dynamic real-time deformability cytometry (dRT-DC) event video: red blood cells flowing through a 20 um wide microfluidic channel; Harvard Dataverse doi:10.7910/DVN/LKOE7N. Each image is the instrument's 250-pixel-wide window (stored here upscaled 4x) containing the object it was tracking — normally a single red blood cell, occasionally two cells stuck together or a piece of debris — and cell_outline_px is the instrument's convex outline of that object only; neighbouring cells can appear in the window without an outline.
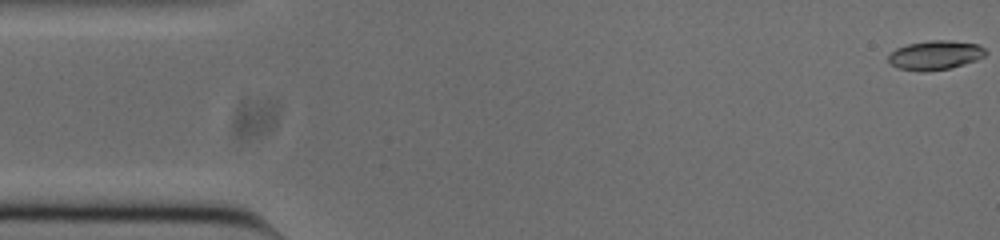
{"species": "common noctule bat (a hibernating species)", "species_latin": "Nyctalus noctula", "temperature_condition": "cold", "stored_images_in_passage": 52, "camera_frame_rate_fps": 3000, "um_per_image_px": 0.085, "animal": {"sex": "male", "body_mass_g": 20.0, "forearm_length_mm": 53.3}, "frame": {"image": 1, "passage_image": 1, "time_ms": 0.0, "image_size_px": [1000, 240], "cell_outline_px": [[984, 52], [960, 64], [948, 68], [904, 68], [896, 64], [892, 56], [892, 52], [900, 48], [912, 44], [976, 44]], "centroid_in_image_um": [79.46, 4.7], "position_along_channel_um": 5.5, "area_um2": 12.95}}
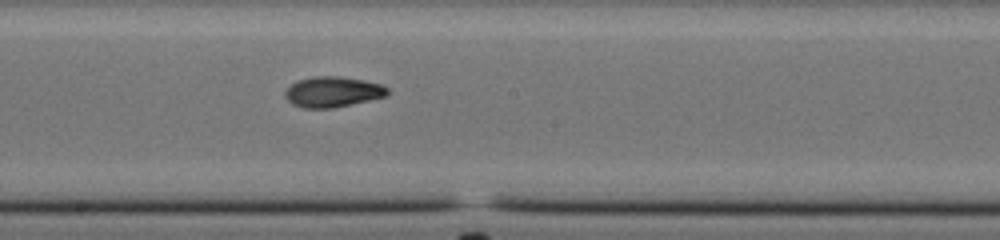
{"frame": {"image": 2, "passage_image": 28, "time_ms": 9.0, "image_size_px": [1000, 240], "cell_outline_px": [[388, 92], [384, 96], [324, 108], [316, 108], [296, 104], [288, 96], [288, 88], [292, 84], [304, 80], [356, 80], [376, 84], [384, 88]], "centroid_in_image_um": [28.3, 7.86], "position_along_channel_um": 219.9, "area_um2": 15.2}}
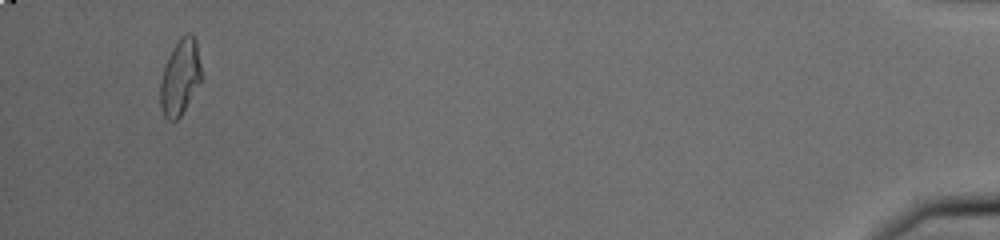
{"frame": {"image": 3, "passage_image": 51, "time_ms": 16.667, "image_size_px": [1000, 240], "cell_outline_px": [[200, 80], [184, 108], [176, 116], [164, 112], [164, 72], [168, 60], [172, 52], [180, 40], [192, 40], [196, 48], [200, 68]], "centroid_in_image_um": [15.37, 6.53], "position_along_channel_um": 419.8, "area_um2": 14.62}, "authors_computed_cell_mechanics": {"area_um2": 15.2303, "velocity_mm_per_s": 3.783, "shape_relaxation_time_tau1_ms": 6.4797, "shape_relaxation_time_tau2_ms": 6.3897, "deformation_change_tau1": 0.252, "deformation_change_tau2": 0.1188}}